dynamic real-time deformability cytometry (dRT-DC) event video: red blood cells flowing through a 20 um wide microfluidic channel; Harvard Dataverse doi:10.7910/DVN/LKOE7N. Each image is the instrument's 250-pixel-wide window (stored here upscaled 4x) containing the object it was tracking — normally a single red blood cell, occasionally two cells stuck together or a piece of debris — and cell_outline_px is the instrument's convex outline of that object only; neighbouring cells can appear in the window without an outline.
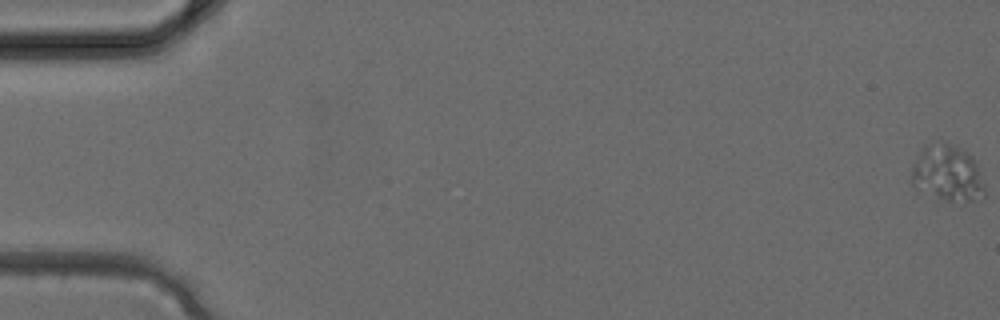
{"species": "common noctule bat (a hibernating species)", "species_latin": "Nyctalus noctula", "temperature_condition": "cold", "stored_images_in_passage": 4, "camera_frame_rate_fps": 3000, "um_per_image_px": 0.085, "animal": {"sex": "female", "body_mass_g": 24.6, "forearm_length_mm": 56.2}, "frame": {"image": 1, "passage_image": 1, "time_ms": 0.0, "image_size_px": [1000, 320], "cell_outline_px": [[984, 200], [944, 200], [916, 188], [912, 184], [912, 168], [920, 152], [928, 144], [940, 136], [968, 152], [976, 160], [984, 188]], "centroid_in_image_um": [80.55, 14.65], "position_along_channel_um": 4.4, "area_um2": 24.28}}
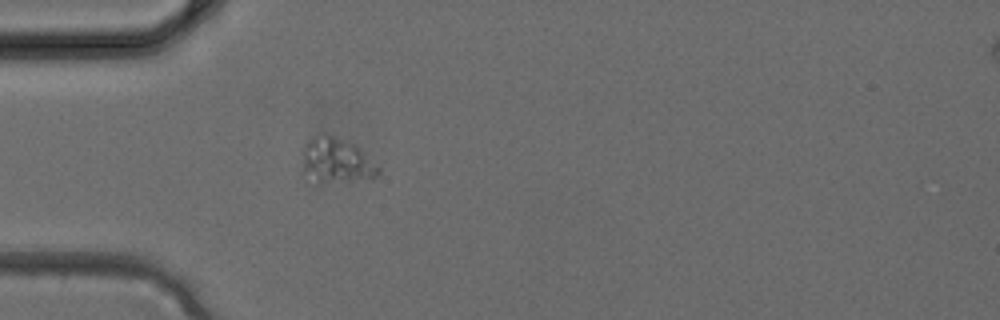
{"frame": {"image": 2, "passage_image": 4, "time_ms": 1.0, "image_size_px": [1000, 320], "cell_outline_px": [[380, 172], [376, 176], [348, 180], [320, 180], [304, 172], [304, 144], [312, 136], [324, 132], [328, 132], [348, 140], [356, 144], [380, 168]], "centroid_in_image_um": [28.62, 13.52], "position_along_channel_um": 56.4, "area_um2": 19.36}}